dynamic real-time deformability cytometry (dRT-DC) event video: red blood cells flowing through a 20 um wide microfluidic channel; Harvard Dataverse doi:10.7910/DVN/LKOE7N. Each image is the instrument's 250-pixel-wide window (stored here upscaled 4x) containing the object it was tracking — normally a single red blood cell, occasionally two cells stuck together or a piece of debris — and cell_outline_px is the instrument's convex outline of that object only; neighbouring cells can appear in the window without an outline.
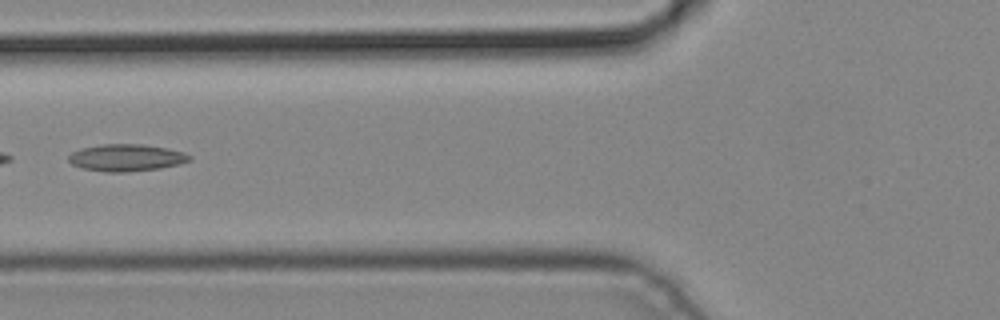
{"species": "common noctule bat (a hibernating species)", "species_latin": "Nyctalus noctula", "temperature_condition": "cold", "stored_images_in_passage": 5, "camera_frame_rate_fps": 3000, "um_per_image_px": 0.085, "animal": {"sex": "male", "body_mass_g": 19.2, "forearm_length_mm": 51.8}, "frame": {"image": 1, "passage_image": 4, "time_ms": 1.0, "image_size_px": [1000, 320], "cell_outline_px": [[192, 160], [180, 164], [160, 168], [124, 172], [108, 172], [84, 168], [72, 164], [68, 160], [68, 156], [72, 152], [80, 148], [104, 144], [144, 144], [168, 148], [184, 152], [192, 156]], "centroid_in_image_um": [10.77, 13.39], "position_along_channel_um": 115.0, "area_um2": 19.07}}
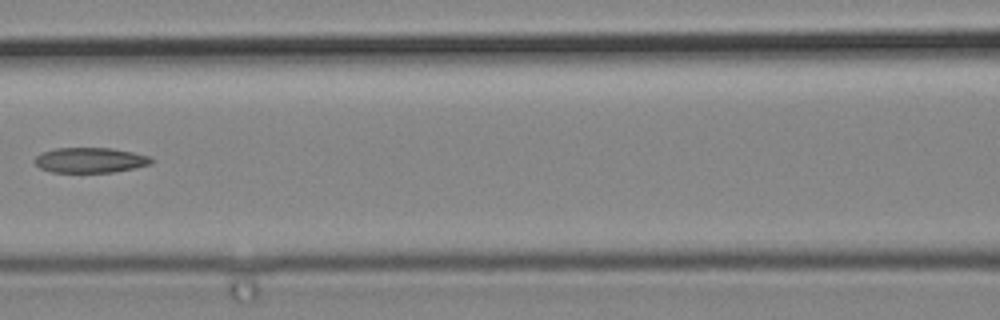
{"frame": {"image": 2, "passage_image": 5, "time_ms": 1.333, "image_size_px": [1000, 320], "cell_outline_px": [[152, 164], [136, 168], [112, 172], [52, 172], [40, 168], [32, 160], [40, 152], [56, 148], [112, 148], [132, 152], [148, 156], [152, 160]], "centroid_in_image_um": [7.63, 13.61], "position_along_channel_um": 159.0, "area_um2": 17.17}}